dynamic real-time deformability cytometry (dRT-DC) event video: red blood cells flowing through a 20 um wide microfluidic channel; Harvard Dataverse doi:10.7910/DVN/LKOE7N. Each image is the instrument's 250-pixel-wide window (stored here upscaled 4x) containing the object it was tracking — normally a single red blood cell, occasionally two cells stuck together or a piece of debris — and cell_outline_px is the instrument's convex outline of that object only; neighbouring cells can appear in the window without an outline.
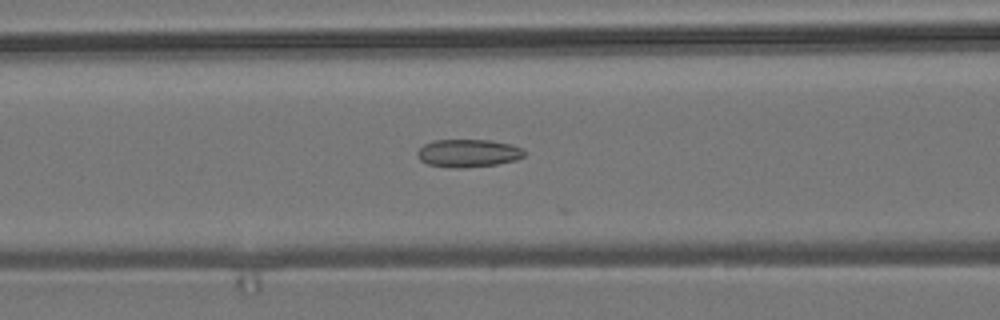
{"species": "common noctule bat (a hibernating species)", "species_latin": "Nyctalus noctula", "temperature_condition": "room temperature", "stored_images_in_passage": 20, "camera_frame_rate_fps": 3000, "um_per_image_px": 0.085, "animal": {"sex": "male", "body_mass_g": 19.2, "forearm_length_mm": 51.8}, "frame": {"image": 1, "passage_image": 16, "time_ms": 5.0, "image_size_px": [1000, 320], "cell_outline_px": [[524, 156], [516, 160], [496, 164], [464, 168], [452, 168], [428, 164], [420, 160], [416, 156], [416, 152], [424, 144], [432, 140], [492, 140], [512, 144], [520, 148], [524, 152]], "centroid_in_image_um": [39.76, 13.02], "position_along_channel_um": 126.8, "area_um2": 17.46}}
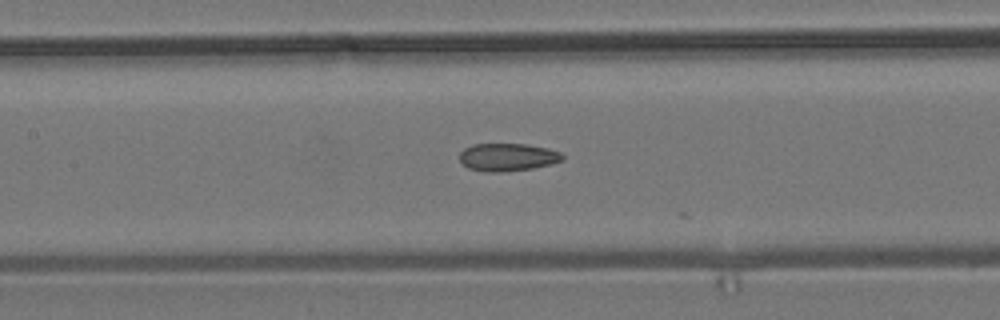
{"frame": {"image": 2, "passage_image": 19, "time_ms": 6.0, "image_size_px": [1000, 320], "cell_outline_px": [[564, 160], [532, 168], [504, 172], [484, 172], [468, 168], [460, 160], [460, 152], [464, 148], [472, 144], [528, 144], [548, 148], [560, 152], [564, 156]], "centroid_in_image_um": [43.14, 13.35], "position_along_channel_um": 164.3, "area_um2": 16.7}}